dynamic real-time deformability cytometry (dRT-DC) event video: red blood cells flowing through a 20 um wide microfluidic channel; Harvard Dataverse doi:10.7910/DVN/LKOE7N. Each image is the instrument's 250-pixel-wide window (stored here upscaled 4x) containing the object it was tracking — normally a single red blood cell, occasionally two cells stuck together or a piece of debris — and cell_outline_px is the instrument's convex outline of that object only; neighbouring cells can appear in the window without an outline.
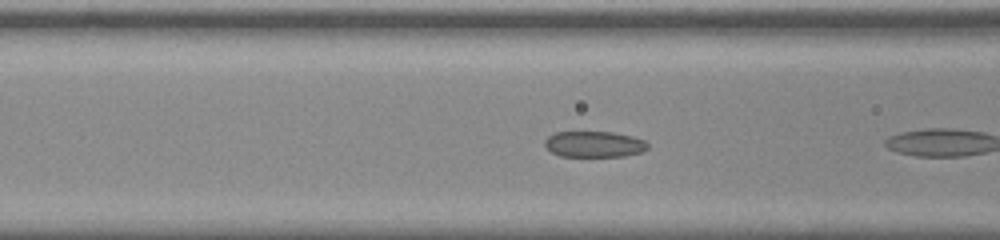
{"species": "common noctule bat (a hibernating species)", "species_latin": "Nyctalus noctula", "temperature_condition": "room temperature", "stored_images_in_passage": 7, "camera_frame_rate_fps": 3000, "um_per_image_px": 0.085, "animal": {"sex": "male", "body_mass_g": 20.0, "forearm_length_mm": 53.3}, "frame": {"image": 1, "passage_image": 5, "time_ms": 1.333, "image_size_px": [1000, 240], "cell_outline_px": [[648, 148], [640, 152], [624, 156], [560, 156], [552, 152], [544, 144], [544, 140], [548, 136], [556, 132], [612, 132], [632, 136], [644, 140], [648, 144]], "centroid_in_image_um": [50.5, 12.25], "position_along_channel_um": 116.1, "area_um2": 15.49}}